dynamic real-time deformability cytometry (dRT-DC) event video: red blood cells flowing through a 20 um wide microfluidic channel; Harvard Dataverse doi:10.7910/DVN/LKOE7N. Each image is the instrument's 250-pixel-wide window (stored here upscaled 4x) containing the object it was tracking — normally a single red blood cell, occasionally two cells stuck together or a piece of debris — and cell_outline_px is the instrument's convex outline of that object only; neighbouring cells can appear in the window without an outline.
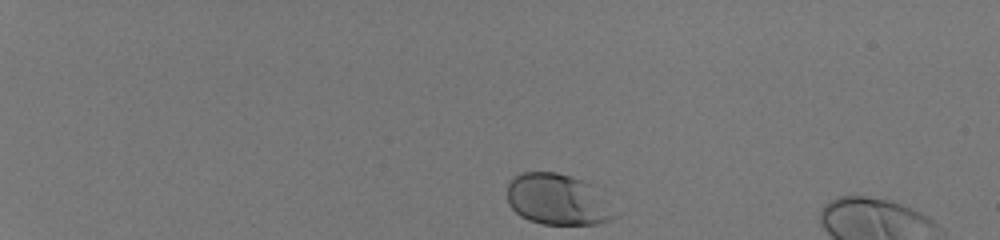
{"species": "human", "species_latin": "Homo sapiens", "temperature_condition": "room temperature", "stored_images_in_passage": 39, "camera_frame_rate_fps": 3000, "um_per_image_px": 0.085, "donor": {"sex": "male"}, "frame": {"image": 1, "passage_image": 1, "time_ms": 0.0, "image_size_px": [1000, 240], "cell_outline_px": [[616, 216], [612, 220], [596, 224], [544, 224], [528, 220], [520, 216], [508, 204], [508, 184], [512, 176], [520, 172], [556, 172], [580, 180], [588, 184]], "centroid_in_image_um": [47.27, 16.97], "position_along_channel_um": 37.7, "area_um2": 31.1}}
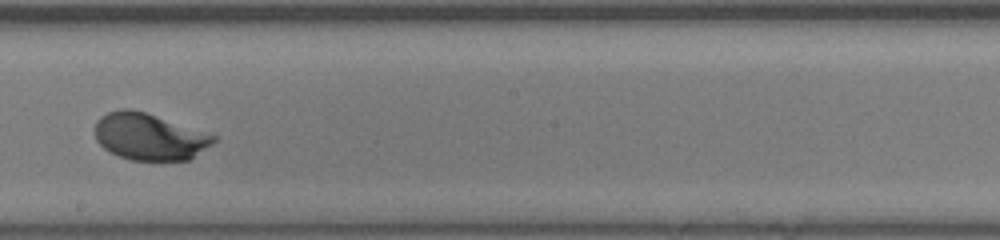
{"frame": {"image": 2, "passage_image": 24, "time_ms": 7.667, "image_size_px": [1000, 240], "cell_outline_px": [[216, 140], [212, 144], [188, 160], [132, 160], [108, 152], [96, 140], [96, 120], [100, 116], [108, 112], [120, 108], [128, 108], [144, 112], [216, 136]], "centroid_in_image_um": [12.65, 11.62], "position_along_channel_um": 235.6, "area_um2": 31.91}}
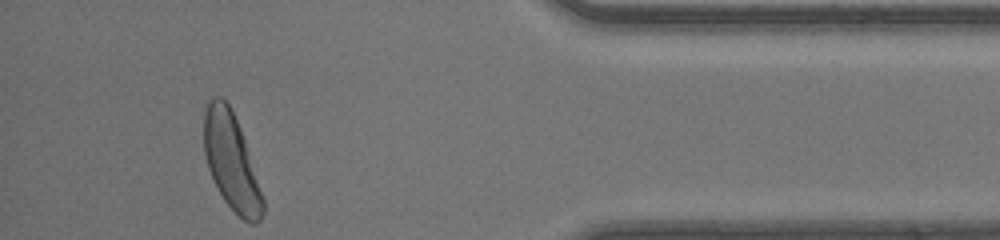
{"frame": {"image": 3, "passage_image": 39, "time_ms": 12.667, "image_size_px": [1000, 240], "cell_outline_px": [[264, 212], [260, 220], [256, 224], [252, 224], [244, 220], [224, 200], [208, 168], [204, 152], [204, 104], [212, 96], [220, 96], [228, 104], [240, 128], [264, 200]], "centroid_in_image_um": [19.64, 13.71], "position_along_channel_um": 415.6, "area_um2": 32.6}, "authors_computed_cell_mechanics": {"area_um2": 32.2524, "velocity_mm_per_s": 4.1155, "shape_relaxation_time_tau1_ms": 1.29, "shape_relaxation_time_tau2_ms": null, "deformation_change_tau1": 0.1164, "deformation_change_tau2": null}}